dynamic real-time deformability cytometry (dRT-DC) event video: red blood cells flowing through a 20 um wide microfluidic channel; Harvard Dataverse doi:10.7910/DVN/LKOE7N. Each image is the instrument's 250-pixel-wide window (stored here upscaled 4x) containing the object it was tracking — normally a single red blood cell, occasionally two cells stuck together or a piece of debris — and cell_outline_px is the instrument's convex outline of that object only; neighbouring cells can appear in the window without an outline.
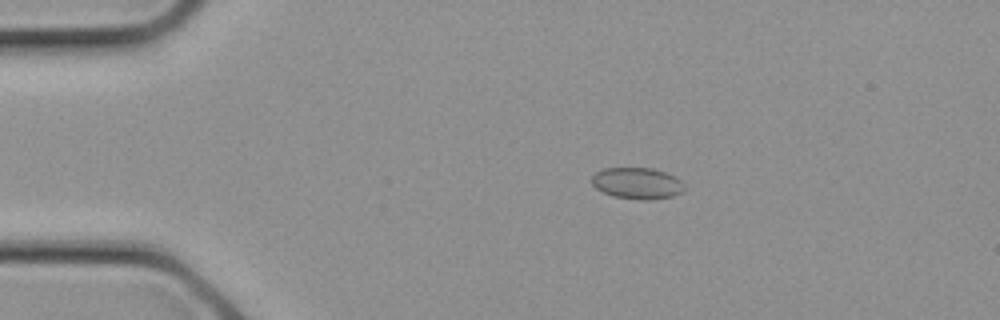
{"species": "common noctule bat (a hibernating species)", "species_latin": "Nyctalus noctula", "temperature_condition": "cold", "stored_images_in_passage": 27, "camera_frame_rate_fps": 3000, "um_per_image_px": 0.085, "animal": {"sex": "female", "body_mass_g": 21.9}, "frame": {"image": 1, "passage_image": 5, "time_ms": 1.333, "image_size_px": [1000, 320], "cell_outline_px": [[684, 192], [672, 196], [648, 200], [644, 200], [616, 196], [604, 192], [596, 188], [592, 184], [592, 176], [596, 172], [604, 168], [652, 168], [664, 172], [680, 180], [684, 184]], "centroid_in_image_um": [54.17, 15.57], "position_along_channel_um": 30.8, "area_um2": 16.7}}
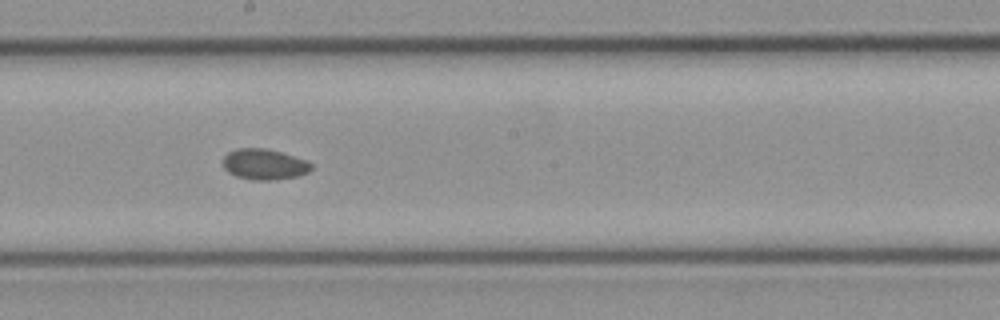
{"frame": {"image": 2, "passage_image": 15, "time_ms": 4.667, "image_size_px": [1000, 320], "cell_outline_px": [[312, 168], [308, 172], [296, 176], [276, 180], [252, 180], [236, 176], [228, 172], [224, 168], [224, 156], [228, 152], [236, 148], [264, 148], [280, 152], [308, 160], [312, 164]], "centroid_in_image_um": [22.47, 13.97], "position_along_channel_um": 225.7, "area_um2": 15.84}}
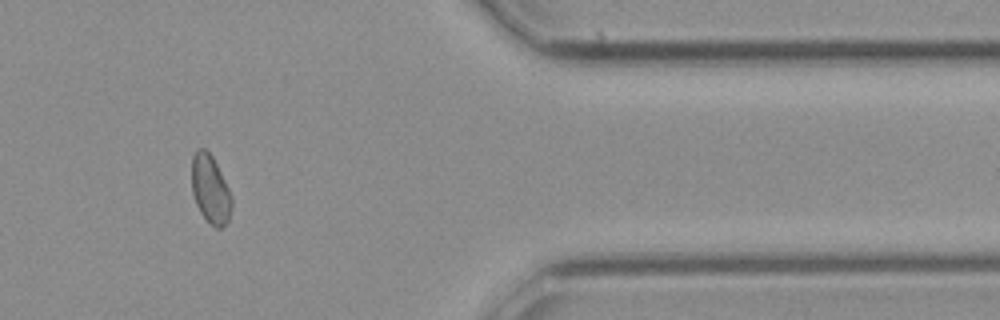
{"frame": {"image": 3, "passage_image": 23, "time_ms": 7.333, "image_size_px": [1000, 320], "cell_outline_px": [[232, 204], [228, 220], [220, 228], [216, 228], [200, 212], [196, 204], [192, 192], [192, 156], [196, 148], [204, 148], [212, 156], [232, 196]], "centroid_in_image_um": [17.86, 16.06], "position_along_channel_um": 393.5, "area_um2": 15.66}}